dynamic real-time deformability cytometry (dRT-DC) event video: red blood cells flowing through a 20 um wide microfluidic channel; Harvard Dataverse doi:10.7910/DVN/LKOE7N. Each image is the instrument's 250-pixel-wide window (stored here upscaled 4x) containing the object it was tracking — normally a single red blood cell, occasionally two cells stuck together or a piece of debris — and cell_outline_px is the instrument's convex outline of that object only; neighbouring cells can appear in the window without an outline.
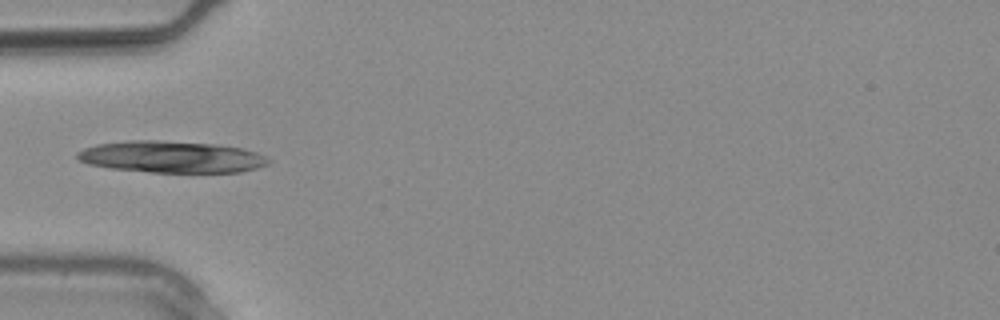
{"species": "common noctule bat (a hibernating species)", "species_latin": "Nyctalus noctula", "temperature_condition": "warm", "stored_images_in_passage": 8, "camera_frame_rate_fps": 3000, "um_per_image_px": 0.085, "animal": {"sex": "male", "body_mass_g": 20.4}, "frame": {"image": 1, "passage_image": 5, "time_ms": 1.333, "image_size_px": [1000, 320], "cell_outline_px": [[272, 160], [268, 164], [256, 168], [240, 172], [152, 172], [112, 168], [88, 164], [80, 160], [76, 156], [76, 152], [84, 148], [96, 144], [128, 140], [160, 140], [216, 144], [244, 148], [256, 152]], "centroid_in_image_um": [14.58, 13.32], "position_along_channel_um": 70.4, "area_um2": 35.37}}